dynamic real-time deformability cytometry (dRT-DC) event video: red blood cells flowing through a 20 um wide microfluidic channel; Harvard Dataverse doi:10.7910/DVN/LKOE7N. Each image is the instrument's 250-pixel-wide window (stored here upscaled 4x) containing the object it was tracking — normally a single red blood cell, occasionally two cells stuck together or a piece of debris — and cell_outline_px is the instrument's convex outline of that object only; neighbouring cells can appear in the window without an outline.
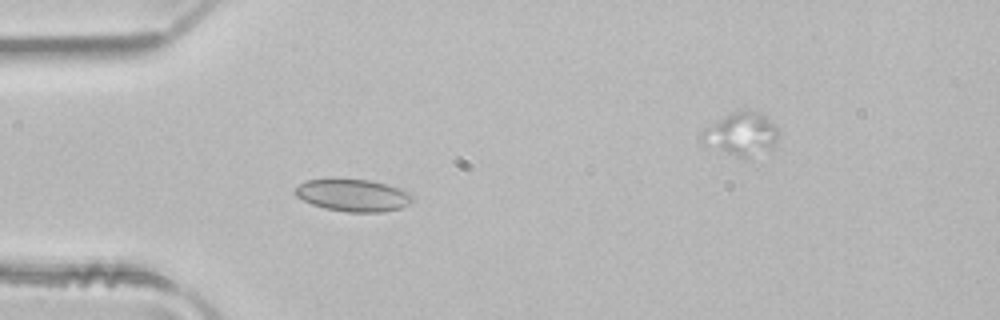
{"species": "common noctule bat (a hibernating species)", "species_latin": "Nyctalus noctula", "temperature_condition": "room temperature", "stored_images_in_passage": 3, "segment_of_instrument_passage": [1, 2], "camera_frame_rate_fps": 3000, "um_per_image_px": 0.085, "animal": {"sex": "male", "body_mass_g": 21.5, "forearm_length_mm": 52.0}, "frame": {"image": 1, "passage_image": 2, "time_ms": 0.333, "image_size_px": [1000, 320], "cell_outline_px": [[412, 200], [408, 204], [400, 208], [384, 212], [348, 212], [324, 208], [312, 204], [296, 196], [292, 192], [300, 184], [308, 180], [332, 176], [368, 180], [384, 184], [408, 192], [412, 196]], "centroid_in_image_um": [29.93, 16.57], "position_along_channel_um": 55.1, "area_um2": 22.37}}